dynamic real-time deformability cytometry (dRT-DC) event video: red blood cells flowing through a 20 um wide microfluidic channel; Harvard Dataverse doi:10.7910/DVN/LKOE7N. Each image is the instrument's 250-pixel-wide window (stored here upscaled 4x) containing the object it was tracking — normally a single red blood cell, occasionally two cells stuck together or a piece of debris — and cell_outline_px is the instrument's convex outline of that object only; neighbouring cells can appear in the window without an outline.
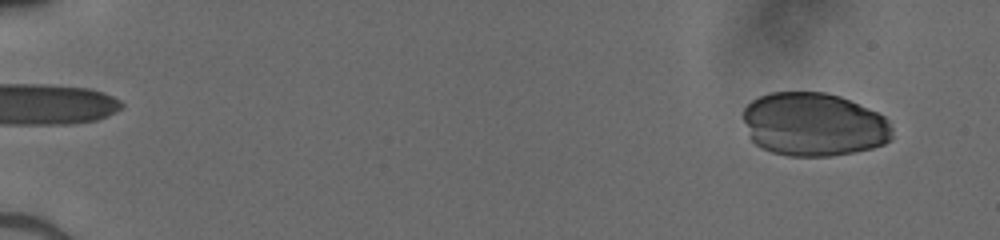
{"species": "human", "species_latin": "Homo sapiens", "temperature_condition": "cold", "stored_images_in_passage": 51, "camera_frame_rate_fps": 3000, "um_per_image_px": 0.085, "donor": {"sex": "male"}, "frame": {"image": 1, "passage_image": 4, "time_ms": 1.0, "image_size_px": [1000, 240], "cell_outline_px": [[892, 140], [884, 144], [872, 148], [852, 152], [828, 156], [788, 156], [772, 152], [756, 144], [752, 140], [744, 120], [744, 108], [752, 100], [760, 96], [772, 92], [824, 92], [840, 96], [868, 108], [884, 116], [888, 120], [892, 128]], "centroid_in_image_um": [69.19, 10.58], "position_along_channel_um": 15.8, "area_um2": 55.03}}
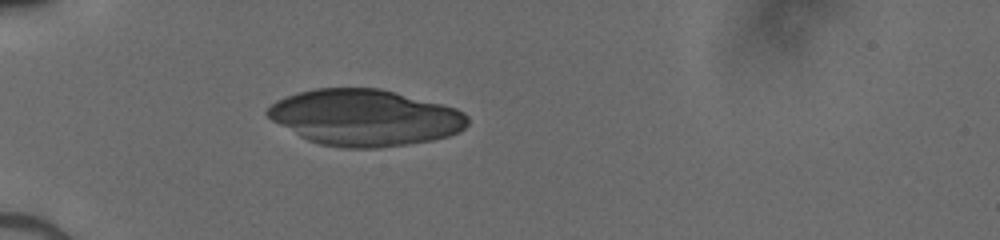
{"frame": {"image": 2, "passage_image": 17, "time_ms": 5.333, "image_size_px": [1000, 240], "cell_outline_px": [[468, 124], [460, 132], [448, 136], [432, 140], [376, 148], [344, 148], [320, 144], [308, 140], [300, 136], [272, 120], [264, 112], [276, 100], [300, 92], [316, 88], [380, 88], [396, 92], [456, 108], [464, 112], [468, 116]], "centroid_in_image_um": [31.02, 9.99], "position_along_channel_um": 54.0, "area_um2": 65.31}}
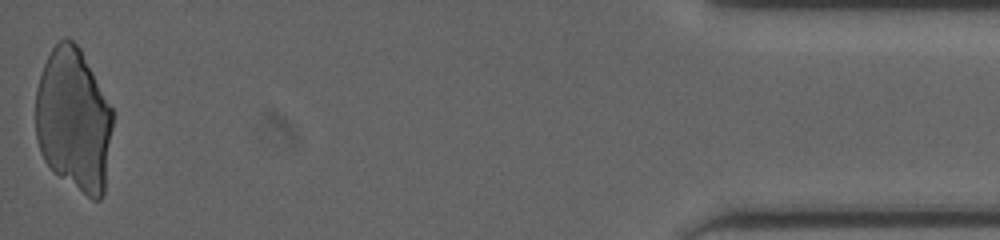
{"frame": {"image": 3, "passage_image": 51, "time_ms": 16.667, "image_size_px": [1000, 240], "cell_outline_px": [[112, 128], [104, 196], [100, 200], [92, 200], [52, 172], [44, 160], [40, 152], [36, 140], [36, 88], [44, 64], [52, 48], [64, 36], [68, 36], [80, 48], [112, 108]], "centroid_in_image_um": [6.25, 10.22], "position_along_channel_um": 428.9, "area_um2": 64.74}}